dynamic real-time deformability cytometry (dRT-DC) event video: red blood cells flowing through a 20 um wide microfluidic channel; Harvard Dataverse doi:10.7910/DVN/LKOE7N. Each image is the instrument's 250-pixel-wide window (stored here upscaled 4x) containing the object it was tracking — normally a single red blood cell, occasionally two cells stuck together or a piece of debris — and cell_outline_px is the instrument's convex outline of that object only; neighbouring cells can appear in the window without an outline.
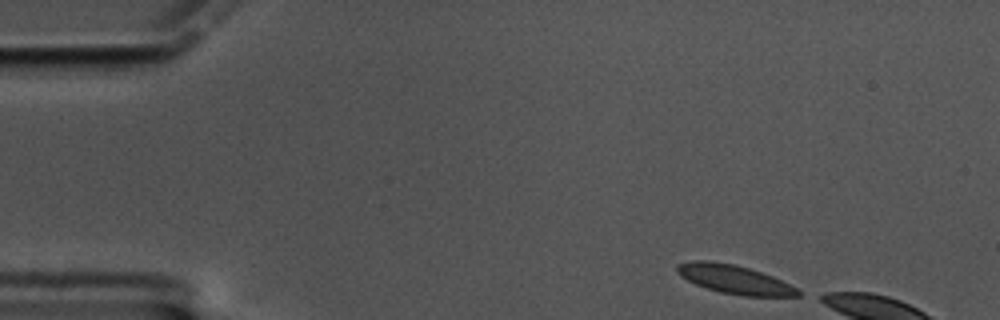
{"species": "common noctule bat (a hibernating species)", "species_latin": "Nyctalus noctula", "temperature_condition": "cold", "stored_images_in_passage": 6, "camera_frame_rate_fps": 3000, "um_per_image_px": 0.085, "animal": {"sex": "male", "body_mass_g": 17.5, "forearm_length_mm": 52.3}, "frame": {"image": 1, "passage_image": 1, "time_ms": 0.0, "image_size_px": [1000, 320], "cell_outline_px": [[800, 296], [740, 296], [720, 292], [696, 284], [680, 276], [676, 272], [676, 264], [692, 260], [708, 260], [736, 264], [772, 276], [796, 288], [800, 292]], "centroid_in_image_um": [62.37, 23.73], "position_along_channel_um": 22.6, "area_um2": 20.17}}